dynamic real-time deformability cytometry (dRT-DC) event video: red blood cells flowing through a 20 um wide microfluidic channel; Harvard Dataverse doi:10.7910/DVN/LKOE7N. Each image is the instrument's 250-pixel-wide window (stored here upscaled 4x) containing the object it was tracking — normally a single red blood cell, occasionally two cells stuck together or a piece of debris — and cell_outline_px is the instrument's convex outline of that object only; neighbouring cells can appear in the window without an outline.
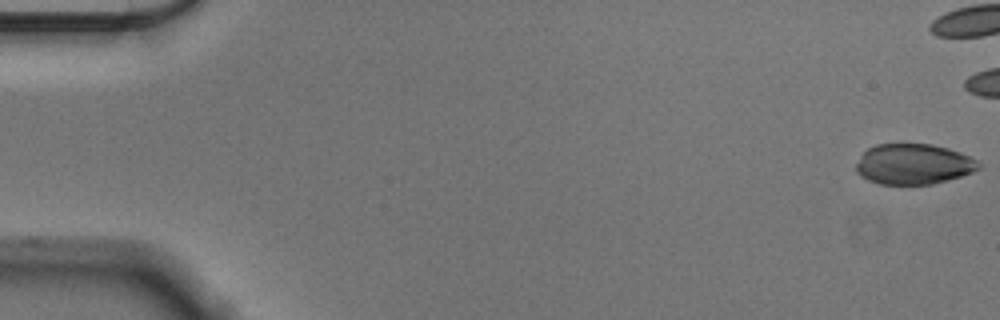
{"species": "Egyptian fruit bat (a non-hibernating species)", "species_latin": "Rousettus aegyptiacus", "temperature_condition": "cold", "stored_images_in_passage": 45, "camera_frame_rate_fps": 3000, "um_per_image_px": 0.085, "animal": {"sex": "male"}, "frame": {"image": 1, "passage_image": 1, "time_ms": 0.0, "image_size_px": [1000, 320], "cell_outline_px": [[980, 168], [972, 172], [948, 180], [932, 184], [880, 184], [868, 180], [860, 176], [856, 172], [856, 164], [864, 152], [868, 148], [876, 144], [932, 144], [948, 148], [960, 152], [980, 160]], "centroid_in_image_um": [77.67, 13.95], "position_along_channel_um": 7.3, "area_um2": 29.02}}
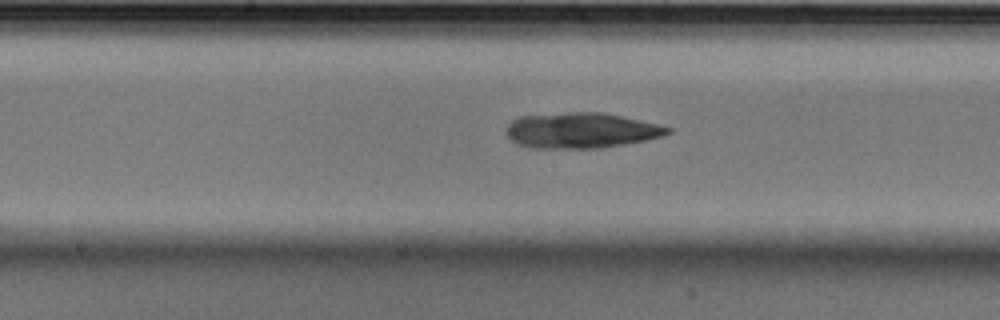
{"frame": {"image": 2, "passage_image": 29, "time_ms": 9.333, "image_size_px": [1000, 320], "cell_outline_px": [[672, 132], [664, 136], [624, 144], [600, 148], [528, 148], [516, 144], [504, 132], [508, 124], [512, 120], [520, 116], [568, 112], [600, 112], [620, 116], [656, 124], [672, 128]], "centroid_in_image_um": [49.34, 11.09], "position_along_channel_um": 198.9, "area_um2": 33.41}}
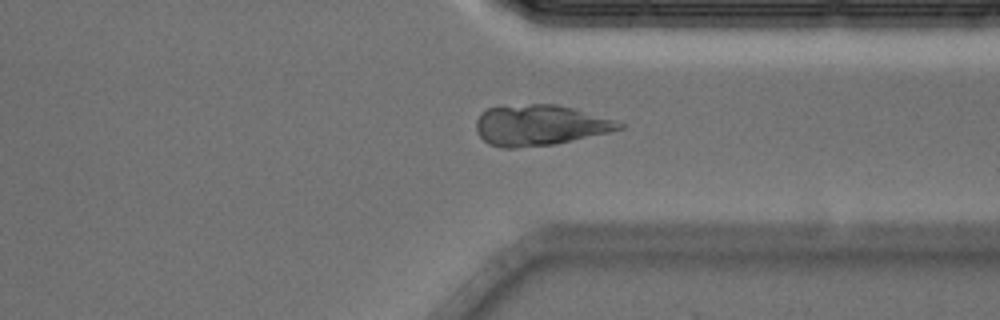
{"frame": {"image": 3, "passage_image": 43, "time_ms": 14.0, "image_size_px": [1000, 320], "cell_outline_px": [[624, 128], [608, 132], [572, 140], [552, 144], [516, 148], [500, 148], [488, 144], [480, 136], [476, 128], [476, 120], [480, 112], [488, 108], [532, 104], [556, 104], [572, 108], [616, 120], [624, 124]], "centroid_in_image_um": [45.86, 10.64], "position_along_channel_um": 365.5, "area_um2": 33.58}}